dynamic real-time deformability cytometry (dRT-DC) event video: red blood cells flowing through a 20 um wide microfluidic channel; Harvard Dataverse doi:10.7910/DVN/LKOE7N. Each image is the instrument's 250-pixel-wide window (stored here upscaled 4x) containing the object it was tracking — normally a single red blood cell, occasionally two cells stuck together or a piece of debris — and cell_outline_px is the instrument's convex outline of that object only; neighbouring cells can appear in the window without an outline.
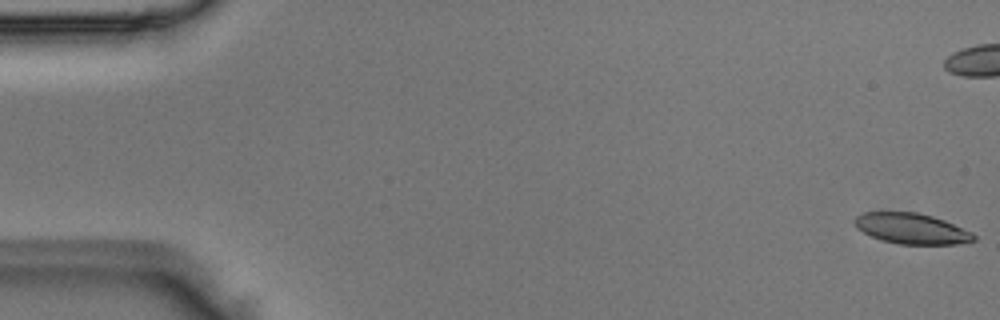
{"species": "Egyptian fruit bat (a non-hibernating species)", "species_latin": "Rousettus aegyptiacus", "temperature_condition": "room temperature", "stored_images_in_passage": 5, "camera_frame_rate_fps": 3000, "um_per_image_px": 0.085, "animal": {"sex": "male"}, "frame": {"image": 1, "passage_image": 1, "time_ms": 0.0, "image_size_px": [1000, 320], "cell_outline_px": [[976, 240], [956, 244], [900, 244], [884, 240], [872, 236], [856, 228], [852, 224], [852, 220], [856, 216], [864, 212], [916, 212], [932, 216], [944, 220], [972, 232], [976, 236]], "centroid_in_image_um": [77.46, 19.42], "position_along_channel_um": 7.5, "area_um2": 21.21}}